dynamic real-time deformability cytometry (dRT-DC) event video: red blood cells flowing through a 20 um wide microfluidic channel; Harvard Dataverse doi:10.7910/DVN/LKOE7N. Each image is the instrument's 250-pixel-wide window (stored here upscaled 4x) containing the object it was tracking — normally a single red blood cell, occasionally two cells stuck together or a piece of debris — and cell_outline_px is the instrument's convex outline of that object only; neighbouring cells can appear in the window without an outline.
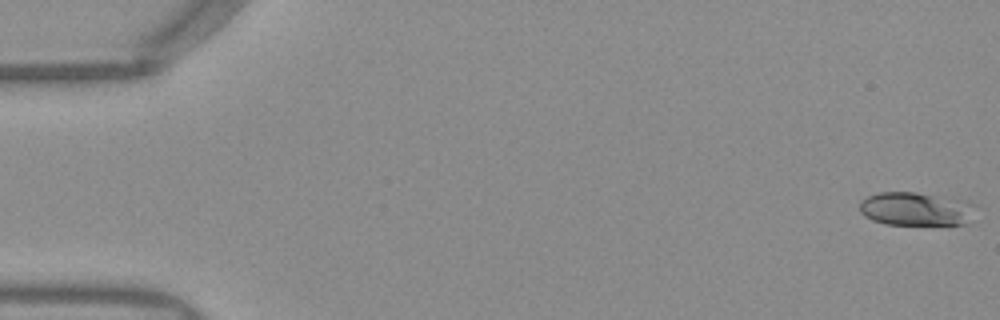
{"species": "Egyptian fruit bat (a non-hibernating species)", "species_latin": "Rousettus aegyptiacus", "temperature_condition": "warm", "stored_images_in_passage": 52, "camera_frame_rate_fps": 3000, "um_per_image_px": 0.085, "frame": {"image": 1, "passage_image": 1, "time_ms": 0.0, "image_size_px": [1000, 320], "cell_outline_px": [[976, 204], [968, 224], [884, 224], [872, 220], [864, 216], [860, 212], [860, 200], [868, 196], [880, 192], [916, 192], [968, 200]], "centroid_in_image_um": [77.86, 17.75], "position_along_channel_um": 7.1, "area_um2": 22.83}}
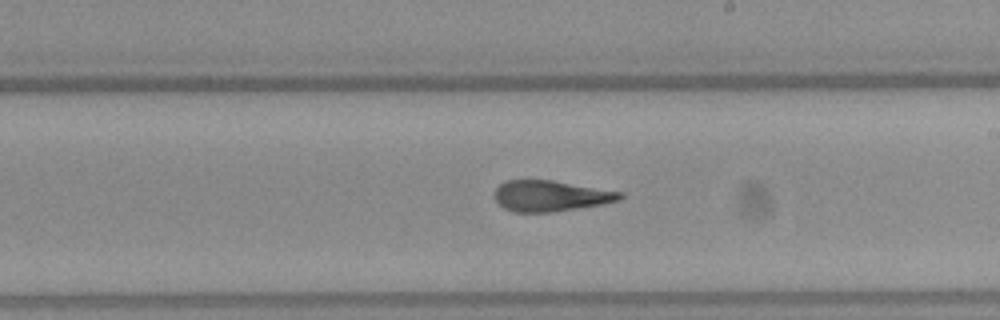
{"frame": {"image": 2, "passage_image": 30, "time_ms": 9.667, "image_size_px": [1000, 320], "cell_outline_px": [[624, 196], [620, 200], [604, 204], [580, 208], [552, 212], [512, 212], [504, 208], [496, 200], [496, 188], [504, 180], [552, 180], [624, 192]], "centroid_in_image_um": [46.84, 16.65], "position_along_channel_um": 242.2, "area_um2": 22.66}}
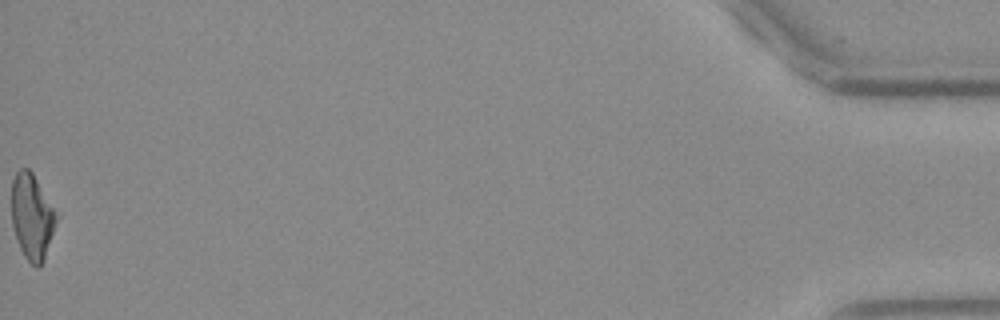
{"frame": {"image": 3, "passage_image": 52, "time_ms": 17.0, "image_size_px": [1000, 320], "cell_outline_px": [[56, 220], [44, 260], [36, 268], [24, 256], [20, 248], [12, 228], [12, 180], [16, 172], [20, 168], [28, 168], [32, 172], [52, 208], [56, 216]], "centroid_in_image_um": [2.67, 18.42], "position_along_channel_um": 432.5, "area_um2": 21.62}, "authors_computed_cell_mechanics": {"area_um2": 23.2356, "velocity_mm_per_s": 3.9616, "shape_relaxation_time_tau1_ms": 8.0173, "shape_relaxation_time_tau2_ms": 1.6519, "deformation_change_tau1": 0.2734, "deformation_change_tau2": 0.1152}}